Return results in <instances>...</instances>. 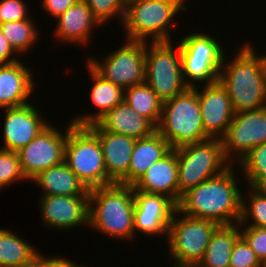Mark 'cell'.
<instances>
[{"label": "cell", "instance_id": "1", "mask_svg": "<svg viewBox=\"0 0 266 267\" xmlns=\"http://www.w3.org/2000/svg\"><path fill=\"white\" fill-rule=\"evenodd\" d=\"M231 165L222 174L206 180L185 193L177 208L184 214L218 225L238 224L242 191Z\"/></svg>", "mask_w": 266, "mask_h": 267}, {"label": "cell", "instance_id": "2", "mask_svg": "<svg viewBox=\"0 0 266 267\" xmlns=\"http://www.w3.org/2000/svg\"><path fill=\"white\" fill-rule=\"evenodd\" d=\"M240 47L229 63L225 53L218 78L230 97L234 112L252 111L266 106L263 57L257 55L252 43L247 42Z\"/></svg>", "mask_w": 266, "mask_h": 267}, {"label": "cell", "instance_id": "3", "mask_svg": "<svg viewBox=\"0 0 266 267\" xmlns=\"http://www.w3.org/2000/svg\"><path fill=\"white\" fill-rule=\"evenodd\" d=\"M133 186L113 183L89 190V227L121 240L135 239Z\"/></svg>", "mask_w": 266, "mask_h": 267}, {"label": "cell", "instance_id": "4", "mask_svg": "<svg viewBox=\"0 0 266 267\" xmlns=\"http://www.w3.org/2000/svg\"><path fill=\"white\" fill-rule=\"evenodd\" d=\"M184 3L186 0H127L122 22L126 39L172 41L169 27L178 13L187 10Z\"/></svg>", "mask_w": 266, "mask_h": 267}, {"label": "cell", "instance_id": "5", "mask_svg": "<svg viewBox=\"0 0 266 267\" xmlns=\"http://www.w3.org/2000/svg\"><path fill=\"white\" fill-rule=\"evenodd\" d=\"M156 131L171 149L211 139L203 127L197 86L163 102Z\"/></svg>", "mask_w": 266, "mask_h": 267}, {"label": "cell", "instance_id": "6", "mask_svg": "<svg viewBox=\"0 0 266 267\" xmlns=\"http://www.w3.org/2000/svg\"><path fill=\"white\" fill-rule=\"evenodd\" d=\"M178 159V204L182 196L200 183L222 174L232 164L225 158L222 139L179 147Z\"/></svg>", "mask_w": 266, "mask_h": 267}, {"label": "cell", "instance_id": "7", "mask_svg": "<svg viewBox=\"0 0 266 267\" xmlns=\"http://www.w3.org/2000/svg\"><path fill=\"white\" fill-rule=\"evenodd\" d=\"M64 162L89 190L114 183L107 175L98 136L88 126L68 128Z\"/></svg>", "mask_w": 266, "mask_h": 267}, {"label": "cell", "instance_id": "8", "mask_svg": "<svg viewBox=\"0 0 266 267\" xmlns=\"http://www.w3.org/2000/svg\"><path fill=\"white\" fill-rule=\"evenodd\" d=\"M172 43L148 41L145 46V82L162 102L189 88L183 78L180 47L175 49Z\"/></svg>", "mask_w": 266, "mask_h": 267}, {"label": "cell", "instance_id": "9", "mask_svg": "<svg viewBox=\"0 0 266 267\" xmlns=\"http://www.w3.org/2000/svg\"><path fill=\"white\" fill-rule=\"evenodd\" d=\"M218 226L215 222L188 216L176 208L168 237H165L171 258L175 260L172 267L198 265Z\"/></svg>", "mask_w": 266, "mask_h": 267}, {"label": "cell", "instance_id": "10", "mask_svg": "<svg viewBox=\"0 0 266 267\" xmlns=\"http://www.w3.org/2000/svg\"><path fill=\"white\" fill-rule=\"evenodd\" d=\"M220 42L211 35L197 31L179 41L183 78L188 87H196L197 83L206 85L218 82L226 53Z\"/></svg>", "mask_w": 266, "mask_h": 267}, {"label": "cell", "instance_id": "11", "mask_svg": "<svg viewBox=\"0 0 266 267\" xmlns=\"http://www.w3.org/2000/svg\"><path fill=\"white\" fill-rule=\"evenodd\" d=\"M145 46L146 42L126 39L125 44L108 53L104 61L93 56L86 61L105 80L125 90L145 82Z\"/></svg>", "mask_w": 266, "mask_h": 267}, {"label": "cell", "instance_id": "12", "mask_svg": "<svg viewBox=\"0 0 266 267\" xmlns=\"http://www.w3.org/2000/svg\"><path fill=\"white\" fill-rule=\"evenodd\" d=\"M225 158L238 164L249 151L266 142V106L252 111L235 112L222 138Z\"/></svg>", "mask_w": 266, "mask_h": 267}, {"label": "cell", "instance_id": "13", "mask_svg": "<svg viewBox=\"0 0 266 267\" xmlns=\"http://www.w3.org/2000/svg\"><path fill=\"white\" fill-rule=\"evenodd\" d=\"M72 124L69 121V125L64 128L66 131L64 130L63 133L62 130L60 131V129H56V126L50 124L17 152L27 181H31L45 169L64 162L68 128Z\"/></svg>", "mask_w": 266, "mask_h": 267}, {"label": "cell", "instance_id": "14", "mask_svg": "<svg viewBox=\"0 0 266 267\" xmlns=\"http://www.w3.org/2000/svg\"><path fill=\"white\" fill-rule=\"evenodd\" d=\"M134 198V231L155 236L164 234L168 237L169 225L177 205L165 195L151 194L135 190Z\"/></svg>", "mask_w": 266, "mask_h": 267}, {"label": "cell", "instance_id": "15", "mask_svg": "<svg viewBox=\"0 0 266 267\" xmlns=\"http://www.w3.org/2000/svg\"><path fill=\"white\" fill-rule=\"evenodd\" d=\"M42 223L59 230L86 225L89 228V196L42 195L39 197Z\"/></svg>", "mask_w": 266, "mask_h": 267}, {"label": "cell", "instance_id": "16", "mask_svg": "<svg viewBox=\"0 0 266 267\" xmlns=\"http://www.w3.org/2000/svg\"><path fill=\"white\" fill-rule=\"evenodd\" d=\"M3 146L1 149L18 152L51 123L45 120L32 103L5 108Z\"/></svg>", "mask_w": 266, "mask_h": 267}, {"label": "cell", "instance_id": "17", "mask_svg": "<svg viewBox=\"0 0 266 267\" xmlns=\"http://www.w3.org/2000/svg\"><path fill=\"white\" fill-rule=\"evenodd\" d=\"M198 87L200 86H197V95L205 133L211 139H222L235 113L230 97L219 81L204 84L201 89Z\"/></svg>", "mask_w": 266, "mask_h": 267}, {"label": "cell", "instance_id": "18", "mask_svg": "<svg viewBox=\"0 0 266 267\" xmlns=\"http://www.w3.org/2000/svg\"><path fill=\"white\" fill-rule=\"evenodd\" d=\"M88 127L98 136L108 177L114 183L128 185V168L136 139L106 131L97 122Z\"/></svg>", "mask_w": 266, "mask_h": 267}, {"label": "cell", "instance_id": "19", "mask_svg": "<svg viewBox=\"0 0 266 267\" xmlns=\"http://www.w3.org/2000/svg\"><path fill=\"white\" fill-rule=\"evenodd\" d=\"M135 190L167 196L178 205L177 150L171 149L132 185Z\"/></svg>", "mask_w": 266, "mask_h": 267}, {"label": "cell", "instance_id": "20", "mask_svg": "<svg viewBox=\"0 0 266 267\" xmlns=\"http://www.w3.org/2000/svg\"><path fill=\"white\" fill-rule=\"evenodd\" d=\"M31 70L21 61L0 65V109L29 103L37 86Z\"/></svg>", "mask_w": 266, "mask_h": 267}, {"label": "cell", "instance_id": "21", "mask_svg": "<svg viewBox=\"0 0 266 267\" xmlns=\"http://www.w3.org/2000/svg\"><path fill=\"white\" fill-rule=\"evenodd\" d=\"M55 36L59 42L71 44L89 43L93 29L100 26V22L93 16L85 0H78L63 14L57 17Z\"/></svg>", "mask_w": 266, "mask_h": 267}, {"label": "cell", "instance_id": "22", "mask_svg": "<svg viewBox=\"0 0 266 267\" xmlns=\"http://www.w3.org/2000/svg\"><path fill=\"white\" fill-rule=\"evenodd\" d=\"M97 123L106 131L135 139L150 136L156 127L124 100L102 116Z\"/></svg>", "mask_w": 266, "mask_h": 267}, {"label": "cell", "instance_id": "23", "mask_svg": "<svg viewBox=\"0 0 266 267\" xmlns=\"http://www.w3.org/2000/svg\"><path fill=\"white\" fill-rule=\"evenodd\" d=\"M89 76L93 81V86L90 92L92 104L97 107V111L81 116H76L71 120L74 125L88 126L96 123L108 111L112 110L117 104L124 99V89L105 80L100 76L88 63H85Z\"/></svg>", "mask_w": 266, "mask_h": 267}, {"label": "cell", "instance_id": "24", "mask_svg": "<svg viewBox=\"0 0 266 267\" xmlns=\"http://www.w3.org/2000/svg\"><path fill=\"white\" fill-rule=\"evenodd\" d=\"M31 182L44 190V196H89V189L65 162L45 169Z\"/></svg>", "mask_w": 266, "mask_h": 267}, {"label": "cell", "instance_id": "25", "mask_svg": "<svg viewBox=\"0 0 266 267\" xmlns=\"http://www.w3.org/2000/svg\"><path fill=\"white\" fill-rule=\"evenodd\" d=\"M171 147L157 132L136 139L128 168V185L132 186L148 169L165 156Z\"/></svg>", "mask_w": 266, "mask_h": 267}, {"label": "cell", "instance_id": "26", "mask_svg": "<svg viewBox=\"0 0 266 267\" xmlns=\"http://www.w3.org/2000/svg\"><path fill=\"white\" fill-rule=\"evenodd\" d=\"M241 236L239 224L219 225L213 232L200 267H229L236 240Z\"/></svg>", "mask_w": 266, "mask_h": 267}, {"label": "cell", "instance_id": "27", "mask_svg": "<svg viewBox=\"0 0 266 267\" xmlns=\"http://www.w3.org/2000/svg\"><path fill=\"white\" fill-rule=\"evenodd\" d=\"M123 100L155 127L158 126L163 102L146 82L127 87L124 90Z\"/></svg>", "mask_w": 266, "mask_h": 267}, {"label": "cell", "instance_id": "28", "mask_svg": "<svg viewBox=\"0 0 266 267\" xmlns=\"http://www.w3.org/2000/svg\"><path fill=\"white\" fill-rule=\"evenodd\" d=\"M10 230L0 228V267L17 266L38 252L24 238Z\"/></svg>", "mask_w": 266, "mask_h": 267}, {"label": "cell", "instance_id": "29", "mask_svg": "<svg viewBox=\"0 0 266 267\" xmlns=\"http://www.w3.org/2000/svg\"><path fill=\"white\" fill-rule=\"evenodd\" d=\"M33 20L29 18L0 24L1 32L19 55L20 53L23 55L25 52L27 54V51L35 46L34 44L39 38L40 33Z\"/></svg>", "mask_w": 266, "mask_h": 267}, {"label": "cell", "instance_id": "30", "mask_svg": "<svg viewBox=\"0 0 266 267\" xmlns=\"http://www.w3.org/2000/svg\"><path fill=\"white\" fill-rule=\"evenodd\" d=\"M238 166L243 171L246 186L266 190V142L249 151Z\"/></svg>", "mask_w": 266, "mask_h": 267}, {"label": "cell", "instance_id": "31", "mask_svg": "<svg viewBox=\"0 0 266 267\" xmlns=\"http://www.w3.org/2000/svg\"><path fill=\"white\" fill-rule=\"evenodd\" d=\"M247 188L248 196L242 194L241 217L238 224L239 226L266 227V190L250 186ZM249 220L251 223L248 222L249 224L246 225Z\"/></svg>", "mask_w": 266, "mask_h": 267}, {"label": "cell", "instance_id": "32", "mask_svg": "<svg viewBox=\"0 0 266 267\" xmlns=\"http://www.w3.org/2000/svg\"><path fill=\"white\" fill-rule=\"evenodd\" d=\"M18 180H27L18 153L0 148V190Z\"/></svg>", "mask_w": 266, "mask_h": 267}, {"label": "cell", "instance_id": "33", "mask_svg": "<svg viewBox=\"0 0 266 267\" xmlns=\"http://www.w3.org/2000/svg\"><path fill=\"white\" fill-rule=\"evenodd\" d=\"M127 0H85L93 16L100 22L101 26L109 20L119 18L121 24L126 11Z\"/></svg>", "mask_w": 266, "mask_h": 267}, {"label": "cell", "instance_id": "34", "mask_svg": "<svg viewBox=\"0 0 266 267\" xmlns=\"http://www.w3.org/2000/svg\"><path fill=\"white\" fill-rule=\"evenodd\" d=\"M229 267H262V263L242 236L234 244Z\"/></svg>", "mask_w": 266, "mask_h": 267}, {"label": "cell", "instance_id": "35", "mask_svg": "<svg viewBox=\"0 0 266 267\" xmlns=\"http://www.w3.org/2000/svg\"><path fill=\"white\" fill-rule=\"evenodd\" d=\"M239 229L241 236L262 263L266 259V227L239 226Z\"/></svg>", "mask_w": 266, "mask_h": 267}, {"label": "cell", "instance_id": "36", "mask_svg": "<svg viewBox=\"0 0 266 267\" xmlns=\"http://www.w3.org/2000/svg\"><path fill=\"white\" fill-rule=\"evenodd\" d=\"M27 7L24 0H0V24L29 19Z\"/></svg>", "mask_w": 266, "mask_h": 267}, {"label": "cell", "instance_id": "37", "mask_svg": "<svg viewBox=\"0 0 266 267\" xmlns=\"http://www.w3.org/2000/svg\"><path fill=\"white\" fill-rule=\"evenodd\" d=\"M14 267H87L83 265H77L76 262L69 260V258L61 257H48L38 251L28 261L21 263Z\"/></svg>", "mask_w": 266, "mask_h": 267}, {"label": "cell", "instance_id": "38", "mask_svg": "<svg viewBox=\"0 0 266 267\" xmlns=\"http://www.w3.org/2000/svg\"><path fill=\"white\" fill-rule=\"evenodd\" d=\"M77 1L78 0H42L41 8L56 19Z\"/></svg>", "mask_w": 266, "mask_h": 267}, {"label": "cell", "instance_id": "39", "mask_svg": "<svg viewBox=\"0 0 266 267\" xmlns=\"http://www.w3.org/2000/svg\"><path fill=\"white\" fill-rule=\"evenodd\" d=\"M16 53L17 52L10 45V43L8 42V40L6 39V37L3 35V33L0 30V65L1 64H13V63L20 61L17 58L18 54Z\"/></svg>", "mask_w": 266, "mask_h": 267}, {"label": "cell", "instance_id": "40", "mask_svg": "<svg viewBox=\"0 0 266 267\" xmlns=\"http://www.w3.org/2000/svg\"><path fill=\"white\" fill-rule=\"evenodd\" d=\"M263 57V61H264V64H265V69H266V55H262Z\"/></svg>", "mask_w": 266, "mask_h": 267}, {"label": "cell", "instance_id": "41", "mask_svg": "<svg viewBox=\"0 0 266 267\" xmlns=\"http://www.w3.org/2000/svg\"><path fill=\"white\" fill-rule=\"evenodd\" d=\"M262 267H266V259L262 262Z\"/></svg>", "mask_w": 266, "mask_h": 267}, {"label": "cell", "instance_id": "42", "mask_svg": "<svg viewBox=\"0 0 266 267\" xmlns=\"http://www.w3.org/2000/svg\"><path fill=\"white\" fill-rule=\"evenodd\" d=\"M184 267H200L198 265H189V266H184Z\"/></svg>", "mask_w": 266, "mask_h": 267}]
</instances>
